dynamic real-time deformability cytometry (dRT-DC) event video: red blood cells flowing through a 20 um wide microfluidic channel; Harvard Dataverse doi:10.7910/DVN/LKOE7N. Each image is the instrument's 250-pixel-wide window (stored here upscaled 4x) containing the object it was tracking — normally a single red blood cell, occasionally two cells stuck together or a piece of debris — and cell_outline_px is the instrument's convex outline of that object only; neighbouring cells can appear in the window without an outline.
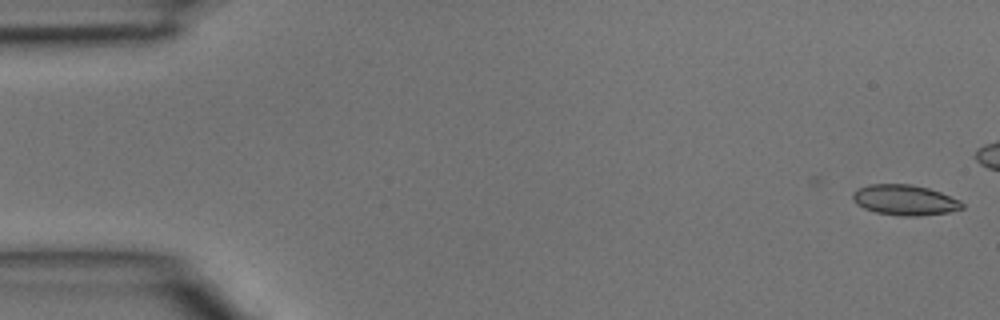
{"species": "common noctule bat (a hibernating species)", "species_latin": "Nyctalus noctula", "temperature_condition": "room temperature", "stored_images_in_passage": 5, "camera_frame_rate_fps": 3000, "um_per_image_px": 0.085, "animal": {"sex": "male", "body_mass_g": 15.6}, "frame": {"image": 1, "passage_image": 1, "time_ms": 0.0, "image_size_px": [1000, 320], "cell_outline_px": [[964, 208], [948, 212], [920, 216], [900, 216], [876, 212], [864, 208], [856, 204], [852, 200], [852, 192], [868, 184], [912, 184], [928, 188], [940, 192], [960, 200], [964, 204]], "centroid_in_image_um": [76.9, 17.0], "position_along_channel_um": 8.1, "area_um2": 19.48}}
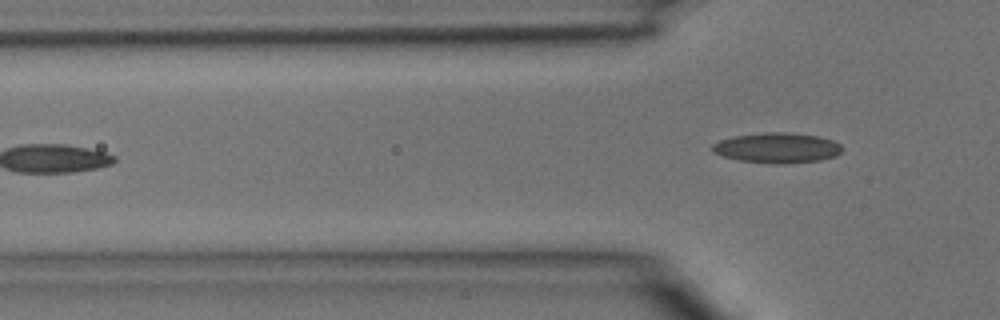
{"frame": {"image": 2, "passage_image": 5, "time_ms": 1.333, "image_size_px": [1000, 320], "cell_outline_px": [[844, 148], [836, 156], [820, 160], [784, 164], [776, 164], [740, 160], [724, 156], [712, 152], [708, 148], [712, 144], [720, 140], [732, 136], [764, 132], [784, 132], [820, 136], [832, 140], [840, 144]], "centroid_in_image_um": [66.04, 12.56], "position_along_channel_um": 59.8, "area_um2": 23.06}}